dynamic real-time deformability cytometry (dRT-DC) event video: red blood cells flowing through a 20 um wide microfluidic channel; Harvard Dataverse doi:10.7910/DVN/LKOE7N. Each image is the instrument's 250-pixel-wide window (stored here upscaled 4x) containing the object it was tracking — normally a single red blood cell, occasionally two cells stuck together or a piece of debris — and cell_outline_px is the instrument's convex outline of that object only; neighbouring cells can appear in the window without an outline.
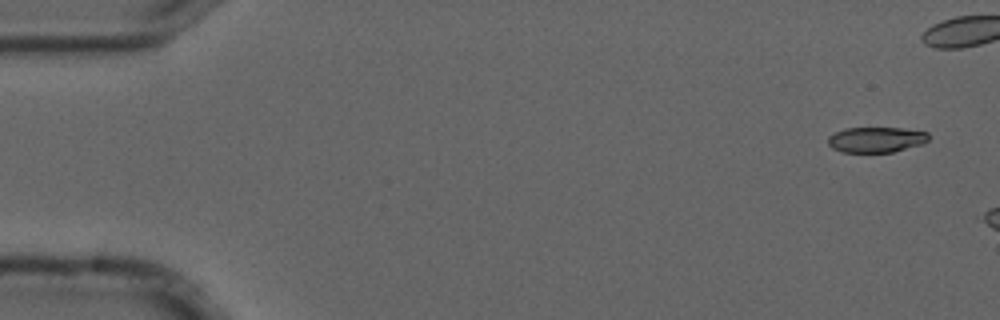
{"species": "common noctule bat (a hibernating species)", "species_latin": "Nyctalus noctula", "temperature_condition": "cold", "stored_images_in_passage": 3, "camera_frame_rate_fps": 3000, "um_per_image_px": 0.085, "animal": {"sex": "male", "forearm_length_mm": 52.5}, "frame": {"image": 1, "passage_image": 1, "time_ms": 0.0, "image_size_px": [1000, 320], "cell_outline_px": [[928, 140], [924, 144], [892, 152], [840, 152], [832, 148], [828, 144], [828, 136], [844, 128], [904, 128], [928, 132]], "centroid_in_image_um": [74.48, 11.87], "position_along_channel_um": 10.5, "area_um2": 15.03}}